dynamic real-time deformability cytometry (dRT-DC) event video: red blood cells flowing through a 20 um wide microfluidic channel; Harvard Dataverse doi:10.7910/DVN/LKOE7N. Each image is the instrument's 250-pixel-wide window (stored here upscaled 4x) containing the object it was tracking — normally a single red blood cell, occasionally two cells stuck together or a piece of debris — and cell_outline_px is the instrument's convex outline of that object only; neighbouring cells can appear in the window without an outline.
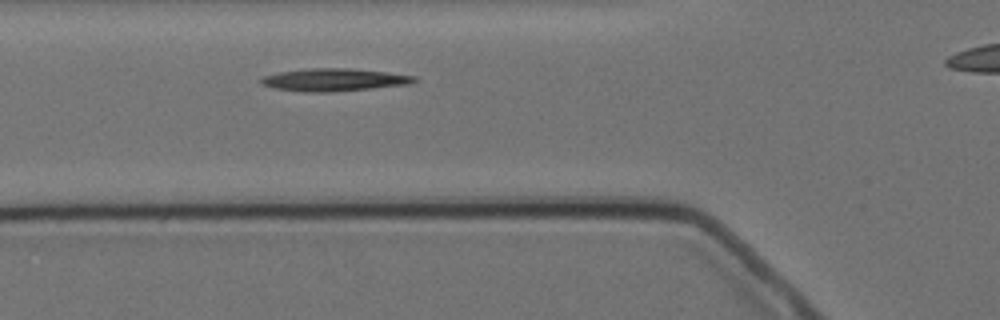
{"species": "Egyptian fruit bat (a non-hibernating species)", "species_latin": "Rousettus aegyptiacus", "temperature_condition": "cold", "stored_images_in_passage": 4, "segment_of_instrument_passage": [1, 2], "camera_frame_rate_fps": 3000, "um_per_image_px": 0.085, "animal": {"sex": "female"}, "frame": {"image": 1, "passage_image": 3, "time_ms": 2.0, "image_size_px": [1000, 320], "cell_outline_px": [[416, 80], [408, 84], [372, 88], [332, 92], [304, 92], [272, 88], [260, 84], [260, 80], [264, 76], [280, 72], [308, 68], [348, 68], [384, 72], [416, 76]], "centroid_in_image_um": [28.33, 6.79], "position_along_channel_um": 97.5, "area_um2": 20.06}}